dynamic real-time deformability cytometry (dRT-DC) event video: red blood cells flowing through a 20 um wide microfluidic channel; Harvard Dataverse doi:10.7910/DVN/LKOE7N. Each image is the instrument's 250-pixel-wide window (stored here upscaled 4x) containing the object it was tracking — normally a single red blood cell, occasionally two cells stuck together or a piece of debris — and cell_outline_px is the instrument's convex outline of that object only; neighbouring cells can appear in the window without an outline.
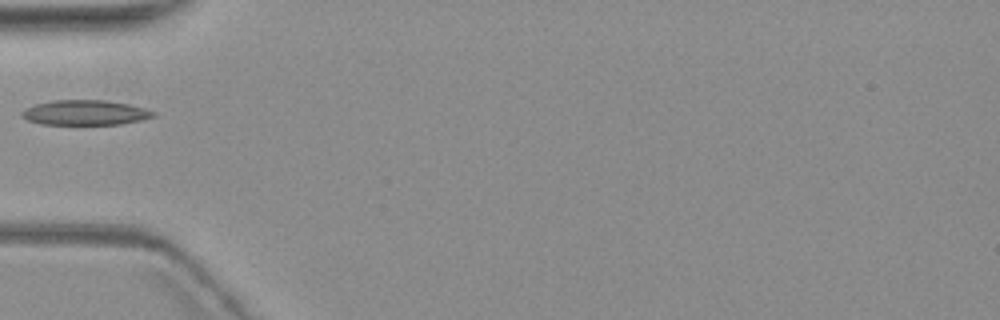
{"species": "common noctule bat (a hibernating species)", "species_latin": "Nyctalus noctula", "temperature_condition": "warm", "stored_images_in_passage": 1, "camera_frame_rate_fps": 3000, "um_per_image_px": 0.085, "animal": {"sex": "female", "body_mass_g": 19.3, "forearm_length_mm": 54.1}, "frame": {"image": 1, "passage_image": 1, "time_ms": 0.0, "image_size_px": [1000, 320], "cell_outline_px": [[156, 116], [140, 120], [120, 124], [40, 124], [28, 120], [20, 116], [20, 112], [24, 108], [36, 104], [56, 100], [104, 100], [128, 104], [144, 108], [156, 112]], "centroid_in_image_um": [7.21, 9.57], "position_along_channel_um": 77.8, "area_um2": 19.07}}